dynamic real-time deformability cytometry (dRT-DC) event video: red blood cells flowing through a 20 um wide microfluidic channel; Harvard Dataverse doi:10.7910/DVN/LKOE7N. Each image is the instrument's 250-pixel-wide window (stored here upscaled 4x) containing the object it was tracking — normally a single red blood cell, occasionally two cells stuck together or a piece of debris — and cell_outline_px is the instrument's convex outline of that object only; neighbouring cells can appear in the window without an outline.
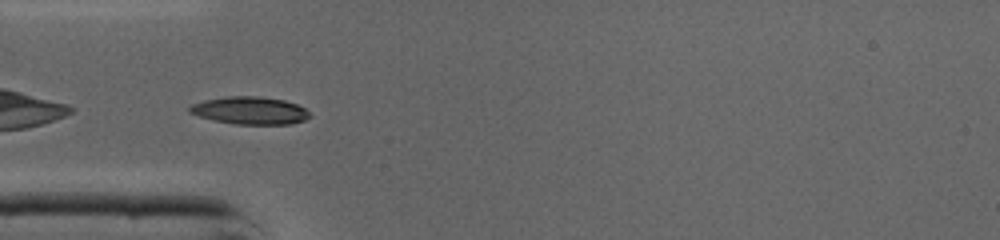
{"species": "common noctule bat (a hibernating species)", "species_latin": "Nyctalus noctula", "temperature_condition": "cold", "stored_images_in_passage": 45, "camera_frame_rate_fps": 3000, "um_per_image_px": 0.085, "animal": {"sex": "male", "body_mass_g": 19.0, "forearm_length_mm": 50.8}, "frame": {"image": 1, "passage_image": 14, "time_ms": 4.333, "image_size_px": [1000, 240], "cell_outline_px": [[312, 116], [304, 120], [292, 124], [236, 124], [216, 120], [200, 116], [188, 112], [188, 108], [192, 104], [204, 100], [228, 96], [260, 96], [284, 100], [296, 104], [304, 108]], "centroid_in_image_um": [21.26, 9.39], "position_along_channel_um": 63.7, "area_um2": 19.19}}
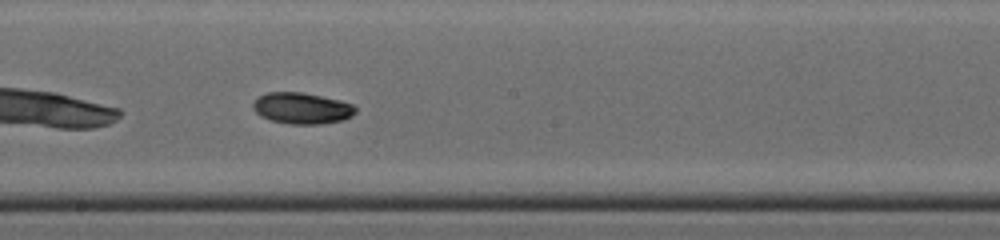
{"frame": {"image": 2, "passage_image": 25, "time_ms": 8.0, "image_size_px": [1000, 240], "cell_outline_px": [[356, 112], [352, 116], [344, 120], [320, 124], [292, 124], [272, 120], [260, 116], [252, 108], [252, 104], [260, 96], [268, 92], [300, 92], [340, 100], [352, 104], [356, 108]], "centroid_in_image_um": [25.68, 9.2], "position_along_channel_um": 222.5, "area_um2": 18.55}}
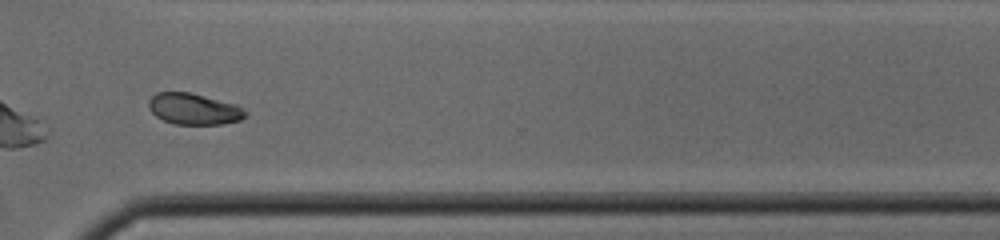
{"frame": {"image": 3, "passage_image": 34, "time_ms": 11.0, "image_size_px": [1000, 240], "cell_outline_px": [[248, 112], [240, 120], [224, 124], [176, 124], [164, 120], [156, 116], [148, 108], [148, 100], [156, 92], [188, 92], [236, 104]], "centroid_in_image_um": [16.46, 9.26], "position_along_channel_um": 354.1, "area_um2": 17.51}, "authors_computed_cell_mechanics": {"area_um2": 18.5538, "velocity_mm_per_s": 4.3585, "shape_relaxation_time_tau1_ms": 1.8896, "shape_relaxation_time_tau2_ms": 2.6471, "deformation_change_tau1": 0.1103, "deformation_change_tau2": 0.0496}}